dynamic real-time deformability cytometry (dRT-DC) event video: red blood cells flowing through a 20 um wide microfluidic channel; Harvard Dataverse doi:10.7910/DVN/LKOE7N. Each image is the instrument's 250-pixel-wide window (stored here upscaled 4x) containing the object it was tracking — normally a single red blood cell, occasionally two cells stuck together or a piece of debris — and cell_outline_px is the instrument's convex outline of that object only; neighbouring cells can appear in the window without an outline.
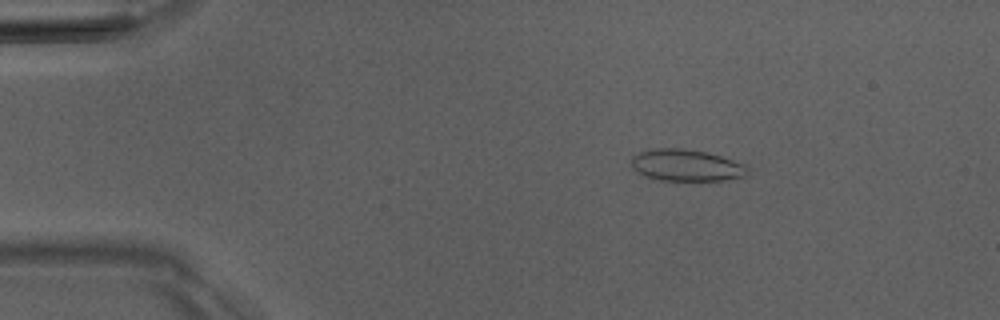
{"species": "Egyptian fruit bat (a non-hibernating species)", "species_latin": "Rousettus aegyptiacus", "temperature_condition": "room temperature", "stored_images_in_passage": 4, "camera_frame_rate_fps": 3000, "um_per_image_px": 0.085, "animal": {"sex": "male"}, "frame": {"image": 1, "passage_image": 2, "time_ms": 1.0, "image_size_px": [1000, 320], "cell_outline_px": [[748, 176], [720, 180], [660, 180], [644, 176], [636, 172], [632, 168], [632, 156], [648, 148], [684, 148], [708, 152], [744, 164], [748, 168]], "centroid_in_image_um": [58.3, 14.04], "position_along_channel_um": 26.7, "area_um2": 21.62}}